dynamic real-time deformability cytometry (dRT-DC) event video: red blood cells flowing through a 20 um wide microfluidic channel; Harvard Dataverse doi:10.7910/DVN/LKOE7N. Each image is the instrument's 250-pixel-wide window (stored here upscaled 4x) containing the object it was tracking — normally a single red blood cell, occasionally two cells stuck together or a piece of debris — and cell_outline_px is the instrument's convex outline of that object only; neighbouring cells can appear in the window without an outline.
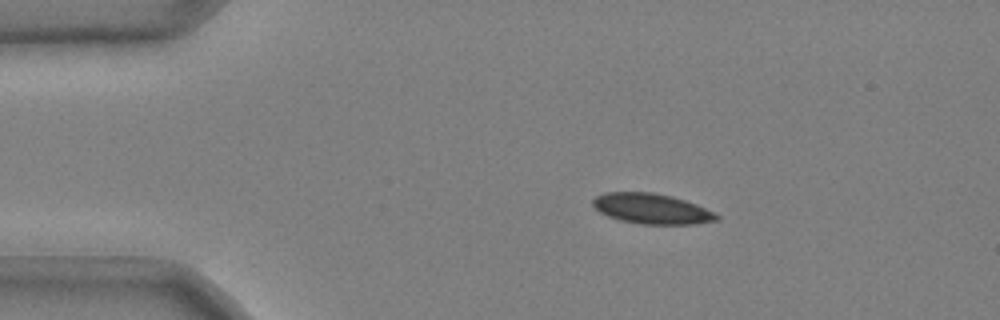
{"species": "common noctule bat (a hibernating species)", "species_latin": "Nyctalus noctula", "temperature_condition": "cold", "stored_images_in_passage": 43, "camera_frame_rate_fps": 3000, "um_per_image_px": 0.085, "animal": {"sex": "male", "body_mass_g": 20.4}, "frame": {"image": 1, "passage_image": 1, "time_ms": 0.0, "image_size_px": [1000, 320], "cell_outline_px": [[720, 220], [696, 224], [640, 224], [620, 220], [608, 216], [600, 212], [592, 204], [592, 200], [596, 196], [604, 192], [652, 192], [672, 196], [696, 204], [716, 212], [720, 216]], "centroid_in_image_um": [55.43, 17.74], "position_along_channel_um": 29.6, "area_um2": 22.02}}
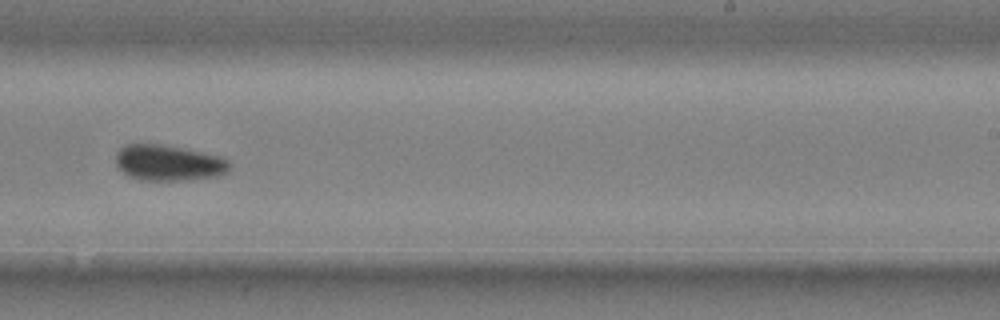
{"frame": {"image": 2, "passage_image": 25, "time_ms": 8.0, "image_size_px": [1000, 320], "cell_outline_px": [[228, 168], [220, 176], [192, 180], [140, 180], [128, 176], [116, 164], [116, 152], [124, 144], [160, 144], [220, 156], [228, 160]], "centroid_in_image_um": [14.29, 13.85], "position_along_channel_um": 274.7, "area_um2": 23.58}}
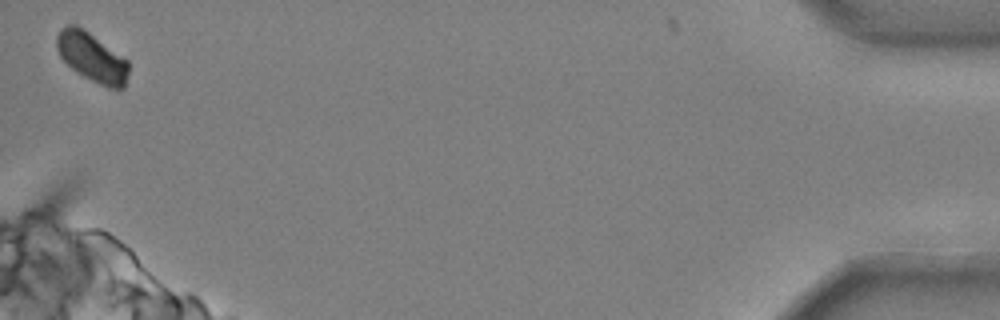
{"frame": {"image": 3, "passage_image": 43, "time_ms": 14.0, "image_size_px": [1000, 320], "cell_outline_px": [[128, 76], [124, 88], [108, 88], [76, 72], [60, 56], [56, 48], [56, 36], [60, 28], [68, 24], [72, 24], [88, 32], [128, 60]], "centroid_in_image_um": [7.8, 4.86], "position_along_channel_um": 427.4, "area_um2": 20.29}, "authors_computed_cell_mechanics": {"area_um2": 23.0622, "velocity_mm_per_s": 3.6845, "shape_relaxation_time_tau1_ms": 8.325, "shape_relaxation_time_tau2_ms": null, "deformation_change_tau1": 0.1276, "deformation_change_tau2": null}}